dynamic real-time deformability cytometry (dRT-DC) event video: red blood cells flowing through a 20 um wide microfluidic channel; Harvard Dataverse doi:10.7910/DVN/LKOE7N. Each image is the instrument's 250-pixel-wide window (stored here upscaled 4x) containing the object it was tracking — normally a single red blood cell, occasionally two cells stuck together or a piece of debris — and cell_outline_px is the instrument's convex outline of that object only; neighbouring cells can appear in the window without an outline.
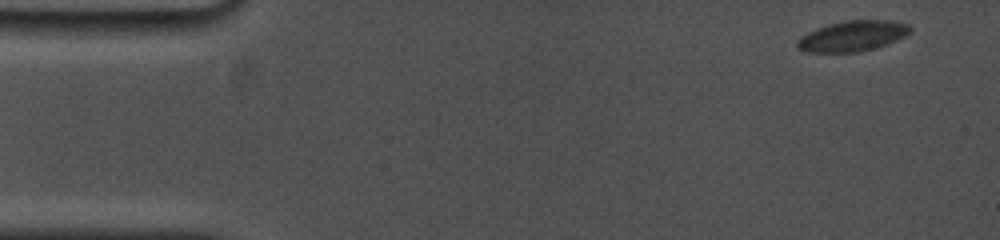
{"species": "common noctule bat (a hibernating species)", "species_latin": "Nyctalus noctula", "temperature_condition": "cold", "stored_images_in_passage": 9, "camera_frame_rate_fps": 5000, "um_per_image_px": 0.085, "animal": {"sex": "female", "body_mass_g": 19.0, "forearm_length_mm": 53.3}, "frame": {"image": 1, "passage_image": 1, "time_ms": 0.0, "image_size_px": [1000, 240], "cell_outline_px": [[912, 28], [904, 36], [896, 40], [860, 52], [808, 52], [800, 48], [796, 44], [796, 40], [800, 36], [816, 28], [828, 24], [848, 20], [892, 20], [908, 24]], "centroid_in_image_um": [72.44, 3.05], "position_along_channel_um": 12.6, "area_um2": 19.88}}
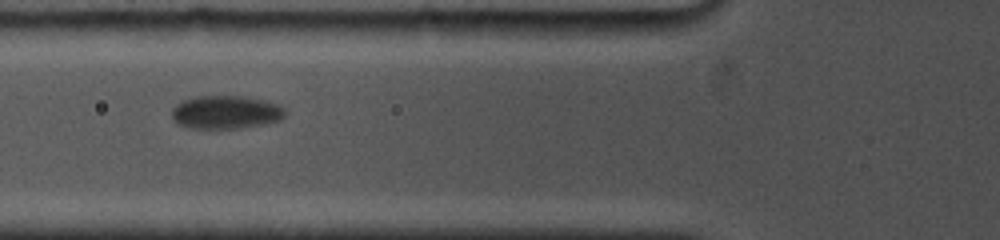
{"frame": {"image": 2, "passage_image": 7, "time_ms": 5.8, "image_size_px": [1000, 240], "cell_outline_px": [[284, 116], [280, 120], [264, 124], [240, 128], [188, 128], [176, 124], [172, 120], [172, 108], [176, 104], [184, 100], [196, 96], [240, 96], [264, 100], [280, 104], [284, 108]], "centroid_in_image_um": [19.16, 9.54], "position_along_channel_um": 106.6, "area_um2": 22.08}}
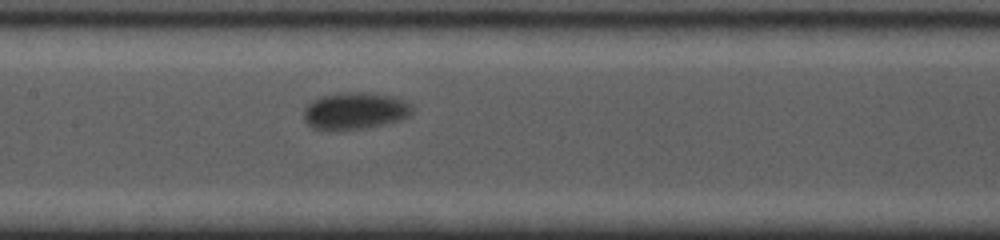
{"frame": {"image": 3, "passage_image": 9, "time_ms": 7.8, "image_size_px": [1000, 240], "cell_outline_px": [[412, 112], [408, 116], [400, 120], [384, 124], [364, 128], [336, 132], [328, 132], [312, 128], [304, 120], [304, 108], [312, 100], [320, 96], [340, 92], [364, 92], [396, 96], [412, 104]], "centroid_in_image_um": [30.14, 9.44], "position_along_channel_um": 177.3, "area_um2": 24.04}}